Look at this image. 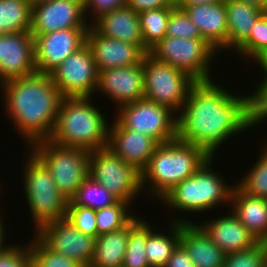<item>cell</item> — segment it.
Returning a JSON list of instances; mask_svg holds the SVG:
<instances>
[{
  "label": "cell",
  "instance_id": "cell-33",
  "mask_svg": "<svg viewBox=\"0 0 267 267\" xmlns=\"http://www.w3.org/2000/svg\"><path fill=\"white\" fill-rule=\"evenodd\" d=\"M131 207L130 203L117 200L111 206L97 209L96 225L98 236L125 227L136 216L130 210Z\"/></svg>",
  "mask_w": 267,
  "mask_h": 267
},
{
  "label": "cell",
  "instance_id": "cell-27",
  "mask_svg": "<svg viewBox=\"0 0 267 267\" xmlns=\"http://www.w3.org/2000/svg\"><path fill=\"white\" fill-rule=\"evenodd\" d=\"M128 235L129 223L119 230L98 236L89 267H123Z\"/></svg>",
  "mask_w": 267,
  "mask_h": 267
},
{
  "label": "cell",
  "instance_id": "cell-19",
  "mask_svg": "<svg viewBox=\"0 0 267 267\" xmlns=\"http://www.w3.org/2000/svg\"><path fill=\"white\" fill-rule=\"evenodd\" d=\"M160 144L148 135L125 129L115 118L109 125L108 145L126 164L142 172Z\"/></svg>",
  "mask_w": 267,
  "mask_h": 267
},
{
  "label": "cell",
  "instance_id": "cell-35",
  "mask_svg": "<svg viewBox=\"0 0 267 267\" xmlns=\"http://www.w3.org/2000/svg\"><path fill=\"white\" fill-rule=\"evenodd\" d=\"M30 267H83L69 257L48 249L35 235L29 242Z\"/></svg>",
  "mask_w": 267,
  "mask_h": 267
},
{
  "label": "cell",
  "instance_id": "cell-1",
  "mask_svg": "<svg viewBox=\"0 0 267 267\" xmlns=\"http://www.w3.org/2000/svg\"><path fill=\"white\" fill-rule=\"evenodd\" d=\"M216 82L196 81L177 114V139L211 157L231 137L255 127L254 90L247 96L233 94Z\"/></svg>",
  "mask_w": 267,
  "mask_h": 267
},
{
  "label": "cell",
  "instance_id": "cell-17",
  "mask_svg": "<svg viewBox=\"0 0 267 267\" xmlns=\"http://www.w3.org/2000/svg\"><path fill=\"white\" fill-rule=\"evenodd\" d=\"M109 97L117 109L144 98L143 62L128 67L98 71L95 93Z\"/></svg>",
  "mask_w": 267,
  "mask_h": 267
},
{
  "label": "cell",
  "instance_id": "cell-8",
  "mask_svg": "<svg viewBox=\"0 0 267 267\" xmlns=\"http://www.w3.org/2000/svg\"><path fill=\"white\" fill-rule=\"evenodd\" d=\"M218 52L203 39L165 36L150 50L156 60L187 73L195 81L211 80L210 66Z\"/></svg>",
  "mask_w": 267,
  "mask_h": 267
},
{
  "label": "cell",
  "instance_id": "cell-7",
  "mask_svg": "<svg viewBox=\"0 0 267 267\" xmlns=\"http://www.w3.org/2000/svg\"><path fill=\"white\" fill-rule=\"evenodd\" d=\"M28 149L50 170L56 186L68 201L89 176L88 150L57 145L49 139L40 140Z\"/></svg>",
  "mask_w": 267,
  "mask_h": 267
},
{
  "label": "cell",
  "instance_id": "cell-30",
  "mask_svg": "<svg viewBox=\"0 0 267 267\" xmlns=\"http://www.w3.org/2000/svg\"><path fill=\"white\" fill-rule=\"evenodd\" d=\"M174 8L163 7L139 13L145 53H149V50L166 36L168 20Z\"/></svg>",
  "mask_w": 267,
  "mask_h": 267
},
{
  "label": "cell",
  "instance_id": "cell-41",
  "mask_svg": "<svg viewBox=\"0 0 267 267\" xmlns=\"http://www.w3.org/2000/svg\"><path fill=\"white\" fill-rule=\"evenodd\" d=\"M125 5L126 0H84L85 16L86 18L91 17L89 19L91 25L101 15Z\"/></svg>",
  "mask_w": 267,
  "mask_h": 267
},
{
  "label": "cell",
  "instance_id": "cell-44",
  "mask_svg": "<svg viewBox=\"0 0 267 267\" xmlns=\"http://www.w3.org/2000/svg\"><path fill=\"white\" fill-rule=\"evenodd\" d=\"M2 210L0 209V253L5 251L10 245H7V243L5 242L6 239H5V233H6V228L4 226V217H2V215L4 213L1 212ZM5 240V241H4ZM6 244V245H5Z\"/></svg>",
  "mask_w": 267,
  "mask_h": 267
},
{
  "label": "cell",
  "instance_id": "cell-15",
  "mask_svg": "<svg viewBox=\"0 0 267 267\" xmlns=\"http://www.w3.org/2000/svg\"><path fill=\"white\" fill-rule=\"evenodd\" d=\"M88 28H68L34 37L37 72L50 73L86 43Z\"/></svg>",
  "mask_w": 267,
  "mask_h": 267
},
{
  "label": "cell",
  "instance_id": "cell-9",
  "mask_svg": "<svg viewBox=\"0 0 267 267\" xmlns=\"http://www.w3.org/2000/svg\"><path fill=\"white\" fill-rule=\"evenodd\" d=\"M143 71L144 98L169 107L178 114L196 81L170 64L156 60L149 53L143 56Z\"/></svg>",
  "mask_w": 267,
  "mask_h": 267
},
{
  "label": "cell",
  "instance_id": "cell-23",
  "mask_svg": "<svg viewBox=\"0 0 267 267\" xmlns=\"http://www.w3.org/2000/svg\"><path fill=\"white\" fill-rule=\"evenodd\" d=\"M180 244L195 267H222L225 253L193 222H181Z\"/></svg>",
  "mask_w": 267,
  "mask_h": 267
},
{
  "label": "cell",
  "instance_id": "cell-45",
  "mask_svg": "<svg viewBox=\"0 0 267 267\" xmlns=\"http://www.w3.org/2000/svg\"><path fill=\"white\" fill-rule=\"evenodd\" d=\"M264 11L267 8V0H239Z\"/></svg>",
  "mask_w": 267,
  "mask_h": 267
},
{
  "label": "cell",
  "instance_id": "cell-11",
  "mask_svg": "<svg viewBox=\"0 0 267 267\" xmlns=\"http://www.w3.org/2000/svg\"><path fill=\"white\" fill-rule=\"evenodd\" d=\"M116 110L114 118L125 129L148 135L159 144L177 138V114L169 107L143 98Z\"/></svg>",
  "mask_w": 267,
  "mask_h": 267
},
{
  "label": "cell",
  "instance_id": "cell-42",
  "mask_svg": "<svg viewBox=\"0 0 267 267\" xmlns=\"http://www.w3.org/2000/svg\"><path fill=\"white\" fill-rule=\"evenodd\" d=\"M126 5L136 13L163 7H176L170 0H126Z\"/></svg>",
  "mask_w": 267,
  "mask_h": 267
},
{
  "label": "cell",
  "instance_id": "cell-38",
  "mask_svg": "<svg viewBox=\"0 0 267 267\" xmlns=\"http://www.w3.org/2000/svg\"><path fill=\"white\" fill-rule=\"evenodd\" d=\"M66 219L81 233L98 237L96 210L79 205H68Z\"/></svg>",
  "mask_w": 267,
  "mask_h": 267
},
{
  "label": "cell",
  "instance_id": "cell-43",
  "mask_svg": "<svg viewBox=\"0 0 267 267\" xmlns=\"http://www.w3.org/2000/svg\"><path fill=\"white\" fill-rule=\"evenodd\" d=\"M165 267H195L187 251L179 244L173 251Z\"/></svg>",
  "mask_w": 267,
  "mask_h": 267
},
{
  "label": "cell",
  "instance_id": "cell-26",
  "mask_svg": "<svg viewBox=\"0 0 267 267\" xmlns=\"http://www.w3.org/2000/svg\"><path fill=\"white\" fill-rule=\"evenodd\" d=\"M176 217L172 218L168 225L169 232L158 233L153 229L148 235L145 253L150 267H165L173 251L180 244L181 222H191V219L187 220L184 215Z\"/></svg>",
  "mask_w": 267,
  "mask_h": 267
},
{
  "label": "cell",
  "instance_id": "cell-6",
  "mask_svg": "<svg viewBox=\"0 0 267 267\" xmlns=\"http://www.w3.org/2000/svg\"><path fill=\"white\" fill-rule=\"evenodd\" d=\"M22 163L24 197L33 219V232L42 225L66 218L68 200L56 186L50 170L29 149Z\"/></svg>",
  "mask_w": 267,
  "mask_h": 267
},
{
  "label": "cell",
  "instance_id": "cell-12",
  "mask_svg": "<svg viewBox=\"0 0 267 267\" xmlns=\"http://www.w3.org/2000/svg\"><path fill=\"white\" fill-rule=\"evenodd\" d=\"M49 74L63 97H93L95 93L98 70L86 43Z\"/></svg>",
  "mask_w": 267,
  "mask_h": 267
},
{
  "label": "cell",
  "instance_id": "cell-48",
  "mask_svg": "<svg viewBox=\"0 0 267 267\" xmlns=\"http://www.w3.org/2000/svg\"><path fill=\"white\" fill-rule=\"evenodd\" d=\"M264 14H265L266 17H267V8L264 10Z\"/></svg>",
  "mask_w": 267,
  "mask_h": 267
},
{
  "label": "cell",
  "instance_id": "cell-34",
  "mask_svg": "<svg viewBox=\"0 0 267 267\" xmlns=\"http://www.w3.org/2000/svg\"><path fill=\"white\" fill-rule=\"evenodd\" d=\"M264 146L253 167L235 184L250 196L267 199V143Z\"/></svg>",
  "mask_w": 267,
  "mask_h": 267
},
{
  "label": "cell",
  "instance_id": "cell-29",
  "mask_svg": "<svg viewBox=\"0 0 267 267\" xmlns=\"http://www.w3.org/2000/svg\"><path fill=\"white\" fill-rule=\"evenodd\" d=\"M31 17L32 0H0V34L30 31Z\"/></svg>",
  "mask_w": 267,
  "mask_h": 267
},
{
  "label": "cell",
  "instance_id": "cell-20",
  "mask_svg": "<svg viewBox=\"0 0 267 267\" xmlns=\"http://www.w3.org/2000/svg\"><path fill=\"white\" fill-rule=\"evenodd\" d=\"M177 6L191 18L203 40L217 52H227L228 29L224 1Z\"/></svg>",
  "mask_w": 267,
  "mask_h": 267
},
{
  "label": "cell",
  "instance_id": "cell-16",
  "mask_svg": "<svg viewBox=\"0 0 267 267\" xmlns=\"http://www.w3.org/2000/svg\"><path fill=\"white\" fill-rule=\"evenodd\" d=\"M35 72L34 37L30 31L0 34V84Z\"/></svg>",
  "mask_w": 267,
  "mask_h": 267
},
{
  "label": "cell",
  "instance_id": "cell-14",
  "mask_svg": "<svg viewBox=\"0 0 267 267\" xmlns=\"http://www.w3.org/2000/svg\"><path fill=\"white\" fill-rule=\"evenodd\" d=\"M84 0H33L30 33L33 37L68 28H89Z\"/></svg>",
  "mask_w": 267,
  "mask_h": 267
},
{
  "label": "cell",
  "instance_id": "cell-4",
  "mask_svg": "<svg viewBox=\"0 0 267 267\" xmlns=\"http://www.w3.org/2000/svg\"><path fill=\"white\" fill-rule=\"evenodd\" d=\"M93 98L63 97L49 140L88 151L107 147L110 124Z\"/></svg>",
  "mask_w": 267,
  "mask_h": 267
},
{
  "label": "cell",
  "instance_id": "cell-18",
  "mask_svg": "<svg viewBox=\"0 0 267 267\" xmlns=\"http://www.w3.org/2000/svg\"><path fill=\"white\" fill-rule=\"evenodd\" d=\"M86 44L91 50L98 71L140 64L146 54L137 44L104 36L92 25L86 33Z\"/></svg>",
  "mask_w": 267,
  "mask_h": 267
},
{
  "label": "cell",
  "instance_id": "cell-40",
  "mask_svg": "<svg viewBox=\"0 0 267 267\" xmlns=\"http://www.w3.org/2000/svg\"><path fill=\"white\" fill-rule=\"evenodd\" d=\"M0 267H30L29 244L12 245L0 253Z\"/></svg>",
  "mask_w": 267,
  "mask_h": 267
},
{
  "label": "cell",
  "instance_id": "cell-2",
  "mask_svg": "<svg viewBox=\"0 0 267 267\" xmlns=\"http://www.w3.org/2000/svg\"><path fill=\"white\" fill-rule=\"evenodd\" d=\"M0 88L5 114L28 148L49 139L63 99L50 74L35 72L3 82Z\"/></svg>",
  "mask_w": 267,
  "mask_h": 267
},
{
  "label": "cell",
  "instance_id": "cell-10",
  "mask_svg": "<svg viewBox=\"0 0 267 267\" xmlns=\"http://www.w3.org/2000/svg\"><path fill=\"white\" fill-rule=\"evenodd\" d=\"M89 176L117 200L131 205L143 191L141 172L126 164L109 147L90 151Z\"/></svg>",
  "mask_w": 267,
  "mask_h": 267
},
{
  "label": "cell",
  "instance_id": "cell-47",
  "mask_svg": "<svg viewBox=\"0 0 267 267\" xmlns=\"http://www.w3.org/2000/svg\"><path fill=\"white\" fill-rule=\"evenodd\" d=\"M170 1L177 5L181 0H170Z\"/></svg>",
  "mask_w": 267,
  "mask_h": 267
},
{
  "label": "cell",
  "instance_id": "cell-21",
  "mask_svg": "<svg viewBox=\"0 0 267 267\" xmlns=\"http://www.w3.org/2000/svg\"><path fill=\"white\" fill-rule=\"evenodd\" d=\"M217 217L197 224L225 254L248 249L258 242L231 210Z\"/></svg>",
  "mask_w": 267,
  "mask_h": 267
},
{
  "label": "cell",
  "instance_id": "cell-24",
  "mask_svg": "<svg viewBox=\"0 0 267 267\" xmlns=\"http://www.w3.org/2000/svg\"><path fill=\"white\" fill-rule=\"evenodd\" d=\"M230 208L257 241L267 242V199L250 196L235 184Z\"/></svg>",
  "mask_w": 267,
  "mask_h": 267
},
{
  "label": "cell",
  "instance_id": "cell-46",
  "mask_svg": "<svg viewBox=\"0 0 267 267\" xmlns=\"http://www.w3.org/2000/svg\"><path fill=\"white\" fill-rule=\"evenodd\" d=\"M217 1H224V0H181L177 5H196V4L213 3Z\"/></svg>",
  "mask_w": 267,
  "mask_h": 267
},
{
  "label": "cell",
  "instance_id": "cell-28",
  "mask_svg": "<svg viewBox=\"0 0 267 267\" xmlns=\"http://www.w3.org/2000/svg\"><path fill=\"white\" fill-rule=\"evenodd\" d=\"M136 215L129 222V235L123 267H150L145 253V245L154 226L147 219Z\"/></svg>",
  "mask_w": 267,
  "mask_h": 267
},
{
  "label": "cell",
  "instance_id": "cell-25",
  "mask_svg": "<svg viewBox=\"0 0 267 267\" xmlns=\"http://www.w3.org/2000/svg\"><path fill=\"white\" fill-rule=\"evenodd\" d=\"M224 2L228 29L227 50L232 53L249 37L254 24L264 11L239 0Z\"/></svg>",
  "mask_w": 267,
  "mask_h": 267
},
{
  "label": "cell",
  "instance_id": "cell-5",
  "mask_svg": "<svg viewBox=\"0 0 267 267\" xmlns=\"http://www.w3.org/2000/svg\"><path fill=\"white\" fill-rule=\"evenodd\" d=\"M210 157L193 176L186 178L170 190L159 203L182 213L205 214L221 204L230 207L234 185L227 184L226 178L214 169V159ZM213 163V164H212ZM213 168V169H212ZM226 203V204H225ZM204 212V213H203Z\"/></svg>",
  "mask_w": 267,
  "mask_h": 267
},
{
  "label": "cell",
  "instance_id": "cell-3",
  "mask_svg": "<svg viewBox=\"0 0 267 267\" xmlns=\"http://www.w3.org/2000/svg\"><path fill=\"white\" fill-rule=\"evenodd\" d=\"M210 157L204 149L177 138L160 144L141 172L143 193L146 191L149 199L160 201L178 183L193 176Z\"/></svg>",
  "mask_w": 267,
  "mask_h": 267
},
{
  "label": "cell",
  "instance_id": "cell-32",
  "mask_svg": "<svg viewBox=\"0 0 267 267\" xmlns=\"http://www.w3.org/2000/svg\"><path fill=\"white\" fill-rule=\"evenodd\" d=\"M116 201L117 199L104 186L88 176L68 201V205H79L97 210L111 206Z\"/></svg>",
  "mask_w": 267,
  "mask_h": 267
},
{
  "label": "cell",
  "instance_id": "cell-22",
  "mask_svg": "<svg viewBox=\"0 0 267 267\" xmlns=\"http://www.w3.org/2000/svg\"><path fill=\"white\" fill-rule=\"evenodd\" d=\"M91 25L104 36L137 44L143 50L139 13L127 5L101 15Z\"/></svg>",
  "mask_w": 267,
  "mask_h": 267
},
{
  "label": "cell",
  "instance_id": "cell-39",
  "mask_svg": "<svg viewBox=\"0 0 267 267\" xmlns=\"http://www.w3.org/2000/svg\"><path fill=\"white\" fill-rule=\"evenodd\" d=\"M261 80L255 84L254 90V107H255V127H259L262 121L267 120V64L260 66ZM263 72V74H262Z\"/></svg>",
  "mask_w": 267,
  "mask_h": 267
},
{
  "label": "cell",
  "instance_id": "cell-36",
  "mask_svg": "<svg viewBox=\"0 0 267 267\" xmlns=\"http://www.w3.org/2000/svg\"><path fill=\"white\" fill-rule=\"evenodd\" d=\"M222 267H267V242L258 241L248 249L225 254Z\"/></svg>",
  "mask_w": 267,
  "mask_h": 267
},
{
  "label": "cell",
  "instance_id": "cell-31",
  "mask_svg": "<svg viewBox=\"0 0 267 267\" xmlns=\"http://www.w3.org/2000/svg\"><path fill=\"white\" fill-rule=\"evenodd\" d=\"M241 58L255 62L258 67L267 64V17L263 14L254 24L249 37L235 50ZM253 60V61H252Z\"/></svg>",
  "mask_w": 267,
  "mask_h": 267
},
{
  "label": "cell",
  "instance_id": "cell-37",
  "mask_svg": "<svg viewBox=\"0 0 267 267\" xmlns=\"http://www.w3.org/2000/svg\"><path fill=\"white\" fill-rule=\"evenodd\" d=\"M166 36L202 39L197 26L192 22L191 18L185 13V11L178 6H176L170 14L166 29Z\"/></svg>",
  "mask_w": 267,
  "mask_h": 267
},
{
  "label": "cell",
  "instance_id": "cell-13",
  "mask_svg": "<svg viewBox=\"0 0 267 267\" xmlns=\"http://www.w3.org/2000/svg\"><path fill=\"white\" fill-rule=\"evenodd\" d=\"M33 234L53 252L90 266L96 238L79 232L66 218L48 222Z\"/></svg>",
  "mask_w": 267,
  "mask_h": 267
}]
</instances>
